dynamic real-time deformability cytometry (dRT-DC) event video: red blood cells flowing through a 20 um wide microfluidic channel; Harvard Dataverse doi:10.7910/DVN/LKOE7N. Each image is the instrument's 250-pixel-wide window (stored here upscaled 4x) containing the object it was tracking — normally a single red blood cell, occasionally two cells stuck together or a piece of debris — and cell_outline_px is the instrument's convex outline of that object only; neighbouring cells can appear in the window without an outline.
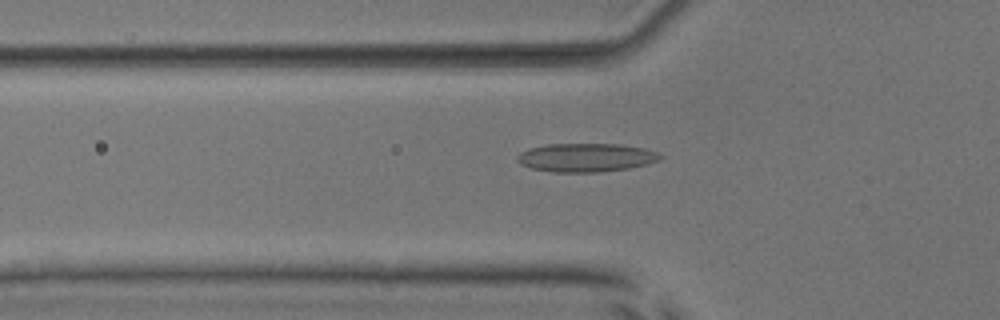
{"species": "common noctule bat (a hibernating species)", "species_latin": "Nyctalus noctula", "temperature_condition": "room temperature", "stored_images_in_passage": 38, "camera_frame_rate_fps": 3000, "um_per_image_px": 0.085, "animal": {"sex": "male", "body_mass_g": 17.9, "forearm_length_mm": 54.2}, "frame": {"image": 1, "passage_image": 4, "time_ms": 1.0, "image_size_px": [1000, 320], "cell_outline_px": [[664, 156], [660, 160], [648, 164], [628, 168], [600, 172], [552, 172], [532, 168], [520, 164], [516, 160], [516, 156], [520, 152], [528, 148], [548, 144], [620, 144], [644, 148], [656, 152]], "centroid_in_image_um": [49.8, 13.39], "position_along_channel_um": 76.0, "area_um2": 23.93}}
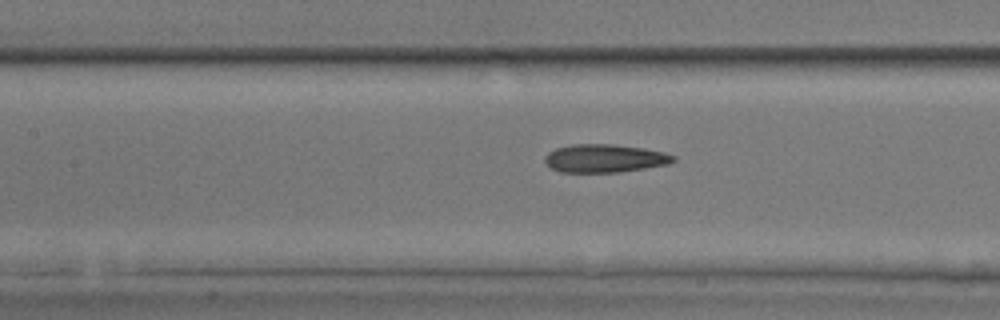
{"frame": {"image": 2, "passage_image": 10, "time_ms": 3.0, "image_size_px": [1000, 320], "cell_outline_px": [[676, 160], [668, 164], [620, 172], [560, 172], [552, 168], [544, 160], [544, 156], [548, 152], [556, 148], [572, 144], [612, 144], [644, 148], [664, 152], [676, 156]], "centroid_in_image_um": [51.4, 13.45], "position_along_channel_um": 156.0, "area_um2": 21.1}}
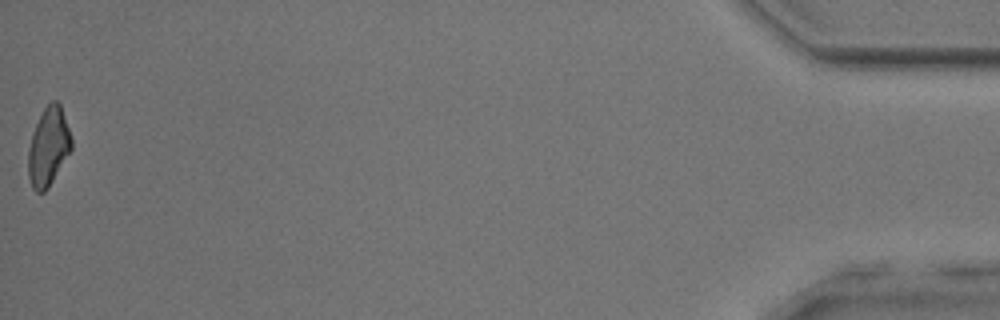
{"frame": {"image": 3, "passage_image": 38, "time_ms": 12.333, "image_size_px": [1000, 320], "cell_outline_px": [[72, 148], [48, 188], [44, 192], [36, 192], [32, 188], [28, 176], [28, 148], [32, 132], [44, 108], [52, 100], [56, 100], [60, 104], [72, 140]], "centroid_in_image_um": [4.1, 12.49], "position_along_channel_um": 431.1, "area_um2": 19.59}, "authors_computed_cell_mechanics": {"area_um2": 20.808, "velocity_mm_per_s": 3.9811, "shape_relaxation_time_tau1_ms": 7.8292, "shape_relaxation_time_tau2_ms": 3.596, "deformation_change_tau1": 0.1623, "deformation_change_tau2": 0.1284}}